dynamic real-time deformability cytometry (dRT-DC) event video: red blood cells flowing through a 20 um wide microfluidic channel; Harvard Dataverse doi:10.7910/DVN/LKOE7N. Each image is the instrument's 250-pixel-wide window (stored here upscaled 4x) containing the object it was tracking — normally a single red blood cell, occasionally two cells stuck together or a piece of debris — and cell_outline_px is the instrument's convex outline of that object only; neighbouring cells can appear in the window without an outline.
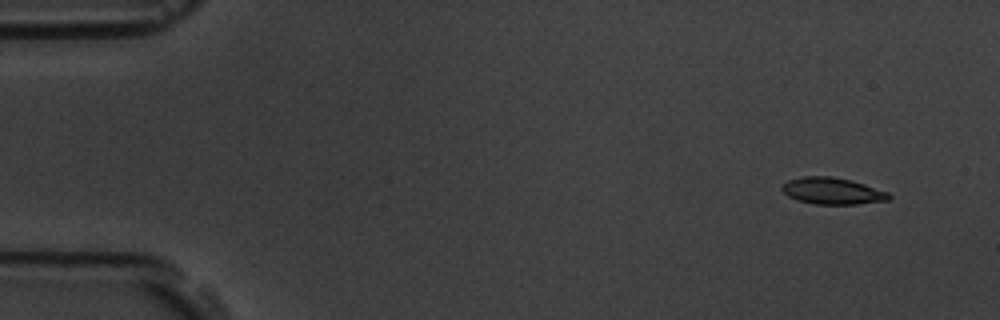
{"species": "common noctule bat (a hibernating species)", "species_latin": "Nyctalus noctula", "temperature_condition": "room temperature", "stored_images_in_passage": 6, "camera_frame_rate_fps": 3000, "um_per_image_px": 0.085, "animal": {"sex": "male", "body_mass_g": 19.5, "forearm_length_mm": 54.6}, "frame": {"image": 1, "passage_image": 2, "time_ms": 1.333, "image_size_px": [1000, 320], "cell_outline_px": [[892, 196], [888, 200], [856, 204], [816, 204], [796, 200], [788, 196], [780, 188], [788, 180], [804, 176], [832, 176], [852, 180], [888, 192]], "centroid_in_image_um": [70.74, 16.23], "position_along_channel_um": 14.3, "area_um2": 16.59}}
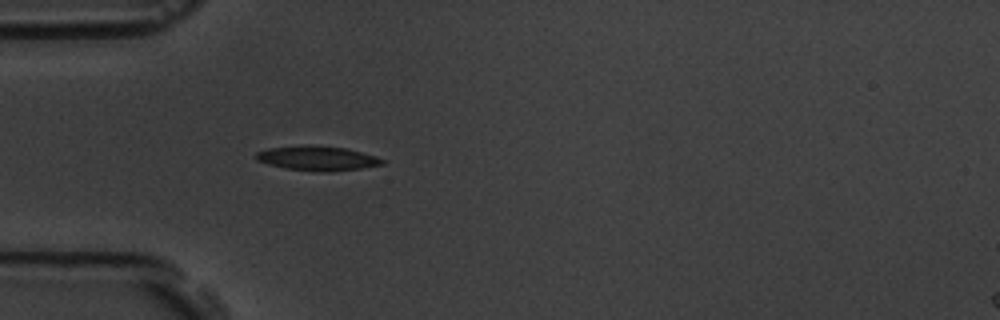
{"frame": {"image": 2, "passage_image": 6, "time_ms": 5.667, "image_size_px": [1000, 320], "cell_outline_px": [[388, 160], [384, 164], [360, 168], [328, 172], [320, 172], [284, 168], [268, 164], [256, 160], [256, 152], [268, 148], [344, 148], [376, 156]], "centroid_in_image_um": [27.03, 13.51], "position_along_channel_um": 58.0, "area_um2": 17.05}}